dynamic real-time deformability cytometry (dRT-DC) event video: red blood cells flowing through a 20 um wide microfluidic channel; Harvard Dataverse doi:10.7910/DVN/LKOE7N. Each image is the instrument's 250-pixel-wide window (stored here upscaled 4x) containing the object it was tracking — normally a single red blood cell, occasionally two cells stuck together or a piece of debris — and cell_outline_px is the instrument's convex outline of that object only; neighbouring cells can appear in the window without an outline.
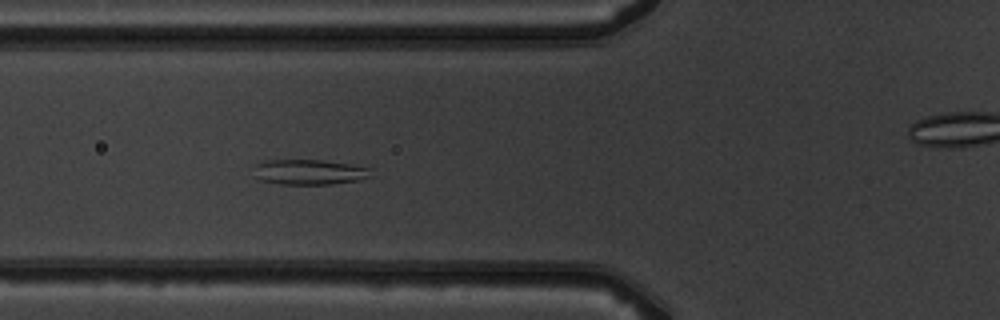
{"species": "common noctule bat (a hibernating species)", "species_latin": "Nyctalus noctula", "temperature_condition": "warm", "stored_images_in_passage": 7, "segment_of_instrument_passage": [1, 2], "camera_frame_rate_fps": 3000, "um_per_image_px": 0.085, "animal": {"sex": "male", "body_mass_g": 19.5, "forearm_length_mm": 54.6}, "frame": {"image": 1, "passage_image": 6, "time_ms": 5.667, "image_size_px": [1000, 320], "cell_outline_px": [[372, 176], [360, 180], [332, 184], [280, 184], [260, 180], [256, 176], [256, 164], [264, 160], [320, 160], [348, 164], [372, 168]], "centroid_in_image_um": [26.34, 14.63], "position_along_channel_um": 99.5, "area_um2": 17.17}}